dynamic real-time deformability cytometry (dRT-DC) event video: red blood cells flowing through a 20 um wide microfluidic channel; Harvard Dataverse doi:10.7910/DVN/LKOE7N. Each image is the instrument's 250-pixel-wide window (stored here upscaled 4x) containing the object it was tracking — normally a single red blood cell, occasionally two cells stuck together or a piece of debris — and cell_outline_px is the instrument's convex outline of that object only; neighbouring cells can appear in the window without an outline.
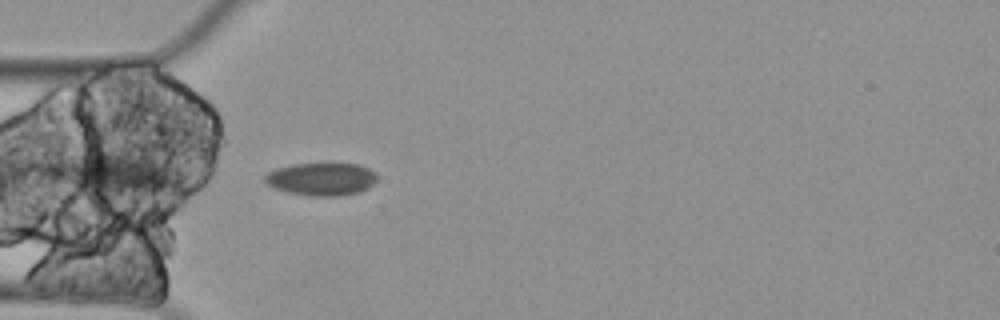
{"species": "Egyptian fruit bat (a non-hibernating species)", "species_latin": "Rousettus aegyptiacus", "temperature_condition": "cold", "stored_images_in_passage": 5, "camera_frame_rate_fps": 3000, "um_per_image_px": 0.085, "animal": {"sex": "female"}, "frame": {"image": 1, "passage_image": 5, "time_ms": 1.333, "image_size_px": [1000, 320], "cell_outline_px": [[376, 180], [368, 188], [360, 192], [336, 196], [312, 196], [288, 192], [264, 184], [264, 176], [268, 172], [276, 168], [292, 164], [360, 164], [376, 172]], "centroid_in_image_um": [27.31, 15.22], "position_along_channel_um": 57.7, "area_um2": 21.44}}